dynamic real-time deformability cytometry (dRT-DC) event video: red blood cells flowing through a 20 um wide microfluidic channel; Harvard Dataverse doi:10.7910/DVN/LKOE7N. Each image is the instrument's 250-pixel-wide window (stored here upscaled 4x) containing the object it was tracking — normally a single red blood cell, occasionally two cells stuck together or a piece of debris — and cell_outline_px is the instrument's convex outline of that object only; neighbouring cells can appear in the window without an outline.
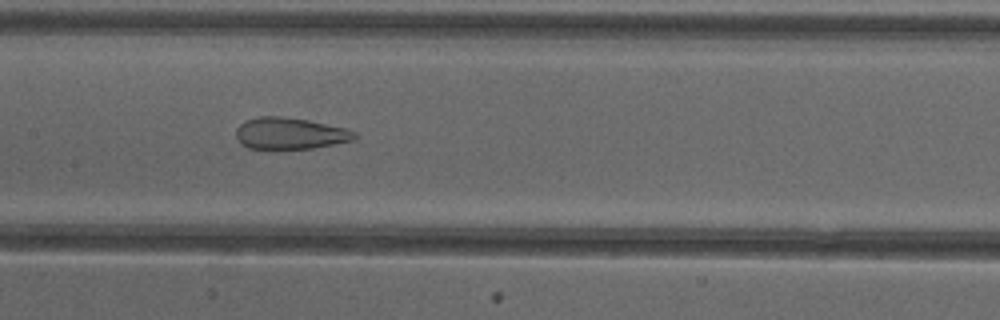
{"species": "common noctule bat (a hibernating species)", "species_latin": "Nyctalus noctula", "temperature_condition": "cold", "stored_images_in_passage": 44, "camera_frame_rate_fps": 3000, "um_per_image_px": 0.085, "animal": {"sex": "female"}, "frame": {"image": 1, "passage_image": 18, "time_ms": 5.667, "image_size_px": [1000, 320], "cell_outline_px": [[356, 136], [352, 140], [312, 148], [248, 148], [240, 144], [236, 136], [236, 128], [240, 124], [256, 116], [280, 116], [308, 120], [344, 128], [356, 132]], "centroid_in_image_um": [24.6, 11.33], "position_along_channel_um": 182.8, "area_um2": 21.5}}
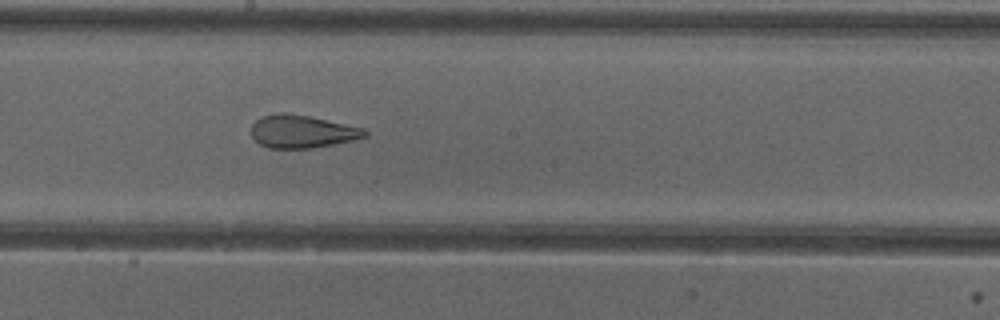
{"frame": {"image": 2, "passage_image": 21, "time_ms": 6.667, "image_size_px": [1000, 320], "cell_outline_px": [[368, 136], [356, 140], [312, 148], [268, 148], [260, 144], [252, 136], [252, 124], [260, 116], [276, 112], [284, 112], [308, 116], [364, 128], [368, 132]], "centroid_in_image_um": [25.68, 11.17], "position_along_channel_um": 222.5, "area_um2": 21.85}}
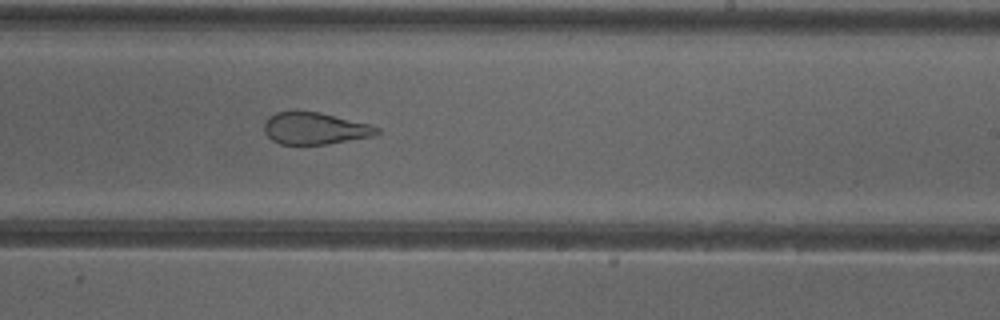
{"frame": {"image": 3, "passage_image": 24, "time_ms": 7.667, "image_size_px": [1000, 320], "cell_outline_px": [[380, 132], [372, 136], [328, 144], [280, 144], [272, 140], [264, 132], [264, 124], [268, 116], [276, 112], [292, 108], [296, 108], [320, 112], [372, 124], [380, 128]], "centroid_in_image_um": [26.74, 10.87], "position_along_channel_um": 262.3, "area_um2": 21.68}, "authors_computed_cell_mechanics": {"area_um2": 26.1545, "velocity_mm_per_s": 3.9956, "shape_relaxation_time_tau1_ms": null, "shape_relaxation_time_tau2_ms": 1.3623, "deformation_change_tau1": null, "deformation_change_tau2": 0.1008}}